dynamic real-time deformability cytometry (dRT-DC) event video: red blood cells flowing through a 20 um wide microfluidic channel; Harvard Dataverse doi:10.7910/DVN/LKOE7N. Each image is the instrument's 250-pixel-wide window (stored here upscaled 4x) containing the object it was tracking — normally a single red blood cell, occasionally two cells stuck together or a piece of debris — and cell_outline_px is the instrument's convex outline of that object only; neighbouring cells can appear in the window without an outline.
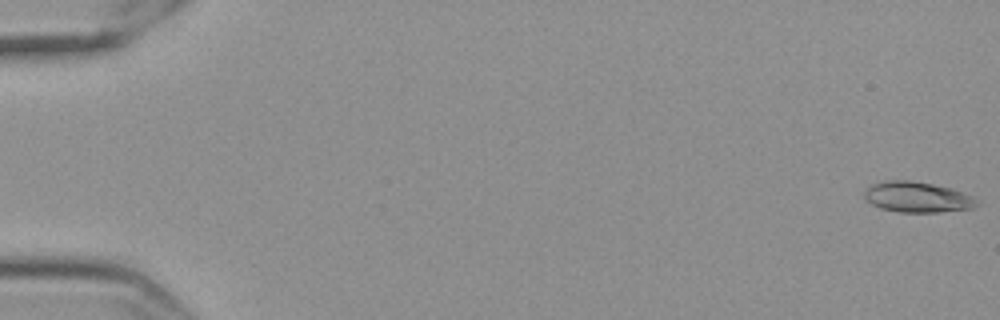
{"species": "Egyptian fruit bat (a non-hibernating species)", "species_latin": "Rousettus aegyptiacus", "temperature_condition": "cold", "stored_images_in_passage": 15, "camera_frame_rate_fps": 3000, "um_per_image_px": 0.085, "frame": {"image": 1, "passage_image": 1, "time_ms": 0.0, "image_size_px": [1000, 320], "cell_outline_px": [[980, 200], [972, 208], [936, 212], [900, 212], [880, 208], [864, 200], [864, 192], [872, 184], [884, 180], [912, 180], [952, 188], [972, 196]], "centroid_in_image_um": [77.94, 16.74], "position_along_channel_um": 7.1, "area_um2": 20.06}}